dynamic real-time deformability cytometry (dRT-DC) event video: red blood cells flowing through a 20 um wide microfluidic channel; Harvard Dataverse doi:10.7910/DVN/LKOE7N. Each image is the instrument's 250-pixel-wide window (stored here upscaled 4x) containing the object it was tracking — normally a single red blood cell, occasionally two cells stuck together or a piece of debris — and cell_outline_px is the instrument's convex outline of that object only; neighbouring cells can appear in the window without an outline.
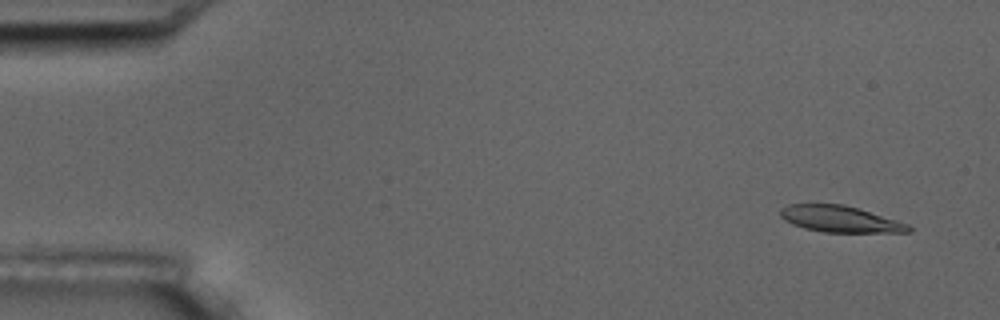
{"species": "common noctule bat (a hibernating species)", "species_latin": "Nyctalus noctula", "temperature_condition": "room temperature", "stored_images_in_passage": 4, "camera_frame_rate_fps": 3000, "um_per_image_px": 0.085, "animal": {"sex": "male", "body_mass_g": 17.5, "forearm_length_mm": 52.3}, "frame": {"image": 1, "passage_image": 1, "time_ms": 0.0, "image_size_px": [1000, 320], "cell_outline_px": [[912, 232], [824, 232], [804, 228], [792, 224], [784, 220], [780, 216], [780, 208], [788, 204], [844, 204], [896, 220], [908, 224], [912, 228]], "centroid_in_image_um": [71.37, 18.62], "position_along_channel_um": 13.6, "area_um2": 19.59}}
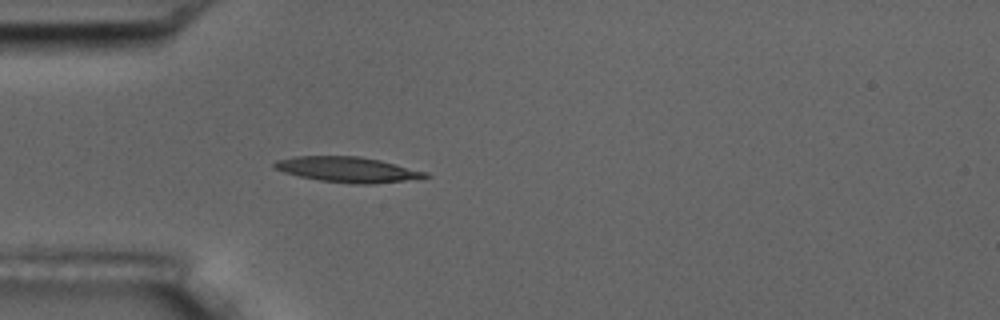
{"frame": {"image": 2, "passage_image": 4, "time_ms": 4.333, "image_size_px": [1000, 320], "cell_outline_px": [[432, 176], [404, 180], [372, 184], [352, 184], [320, 180], [300, 176], [284, 172], [276, 168], [272, 164], [276, 160], [296, 156], [360, 156], [380, 160], [428, 172]], "centroid_in_image_um": [29.56, 14.4], "position_along_channel_um": 55.4, "area_um2": 22.14}}